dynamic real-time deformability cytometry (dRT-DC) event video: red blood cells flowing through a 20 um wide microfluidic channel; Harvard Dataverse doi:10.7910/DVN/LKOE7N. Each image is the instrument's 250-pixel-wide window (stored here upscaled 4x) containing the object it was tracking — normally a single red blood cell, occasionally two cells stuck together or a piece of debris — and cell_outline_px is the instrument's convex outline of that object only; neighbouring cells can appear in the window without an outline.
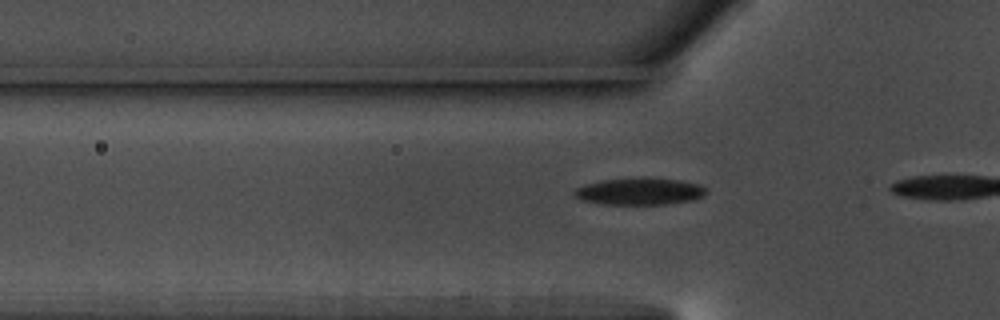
{"species": "common noctule bat (a hibernating species)", "species_latin": "Nyctalus noctula", "temperature_condition": "warm", "stored_images_in_passage": 19, "camera_frame_rate_fps": 3000, "um_per_image_px": 0.085, "animal": {"sex": "male", "body_mass_g": 17.5, "forearm_length_mm": 52.3}, "frame": {"image": 1, "passage_image": 13, "time_ms": 4.0, "image_size_px": [1000, 320], "cell_outline_px": [[704, 196], [696, 200], [668, 204], [604, 204], [584, 200], [576, 196], [572, 192], [576, 188], [584, 184], [604, 180], [640, 176], [680, 180], [700, 184], [704, 188]], "centroid_in_image_um": [54.39, 16.25], "position_along_channel_um": 71.4, "area_um2": 20.92}}
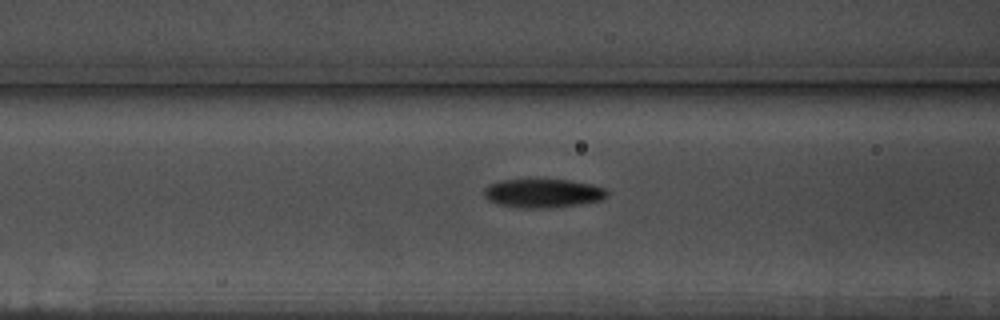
{"frame": {"image": 2, "passage_image": 17, "time_ms": 5.333, "image_size_px": [1000, 320], "cell_outline_px": [[608, 196], [600, 200], [580, 204], [544, 208], [524, 208], [500, 204], [488, 200], [484, 196], [484, 188], [488, 184], [500, 180], [572, 180], [592, 184], [604, 188], [608, 192]], "centroid_in_image_um": [46.15, 16.42], "position_along_channel_um": 120.4, "area_um2": 20.52}}